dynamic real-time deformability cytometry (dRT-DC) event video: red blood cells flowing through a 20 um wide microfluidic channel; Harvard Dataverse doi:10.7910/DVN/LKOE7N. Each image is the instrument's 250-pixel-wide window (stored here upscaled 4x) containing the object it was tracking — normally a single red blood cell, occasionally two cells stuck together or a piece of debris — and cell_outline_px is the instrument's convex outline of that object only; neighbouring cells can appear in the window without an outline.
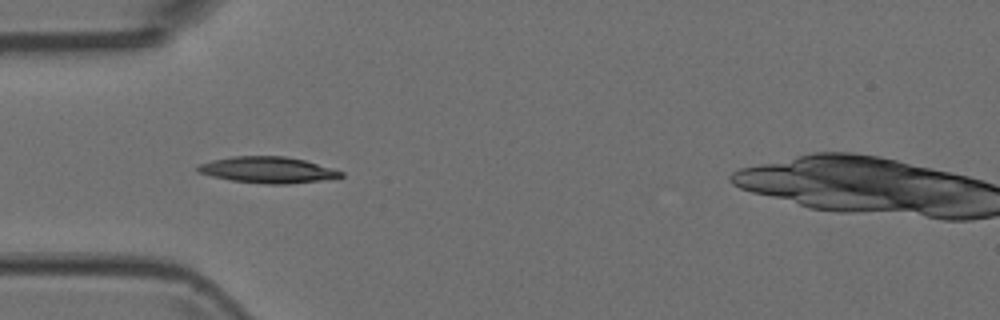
{"species": "Egyptian fruit bat (a non-hibernating species)", "species_latin": "Rousettus aegyptiacus", "temperature_condition": "room temperature", "stored_images_in_passage": 4, "camera_frame_rate_fps": 3000, "um_per_image_px": 0.085, "animal": {"sex": "female"}, "frame": {"image": 1, "passage_image": 4, "time_ms": 1.0, "image_size_px": [1000, 320], "cell_outline_px": [[344, 176], [320, 180], [288, 184], [268, 184], [232, 180], [212, 176], [200, 172], [196, 168], [200, 164], [212, 160], [232, 156], [284, 156], [304, 160], [332, 168], [344, 172]], "centroid_in_image_um": [22.77, 14.43], "position_along_channel_um": 62.2, "area_um2": 21.56}}